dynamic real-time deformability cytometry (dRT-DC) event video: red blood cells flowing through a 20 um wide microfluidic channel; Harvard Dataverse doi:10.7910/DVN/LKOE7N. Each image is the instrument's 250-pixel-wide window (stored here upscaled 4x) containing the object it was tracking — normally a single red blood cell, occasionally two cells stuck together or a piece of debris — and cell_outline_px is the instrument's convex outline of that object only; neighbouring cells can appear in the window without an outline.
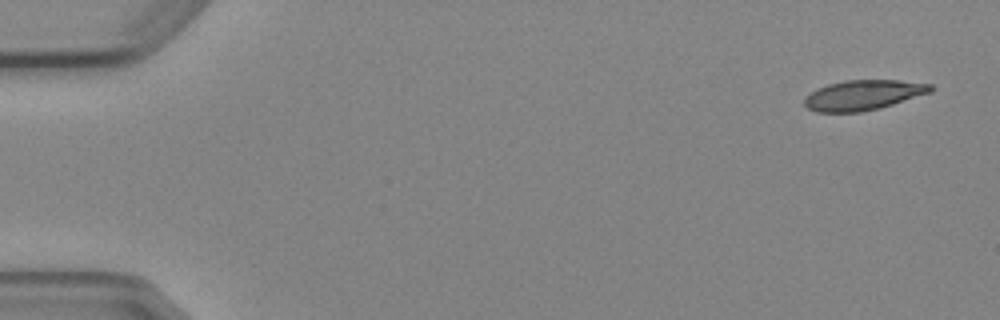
{"species": "Egyptian fruit bat (a non-hibernating species)", "species_latin": "Rousettus aegyptiacus", "temperature_condition": "cold", "stored_images_in_passage": 5, "camera_frame_rate_fps": 3000, "um_per_image_px": 0.085, "animal": {"sex": "female"}, "frame": {"image": 1, "passage_image": 1, "time_ms": 0.0, "image_size_px": [1000, 320], "cell_outline_px": [[936, 88], [932, 92], [880, 108], [860, 112], [816, 112], [808, 108], [804, 104], [804, 96], [816, 88], [828, 84], [844, 80], [900, 80], [932, 84]], "centroid_in_image_um": [73.38, 8.07], "position_along_channel_um": 11.6, "area_um2": 22.37}}
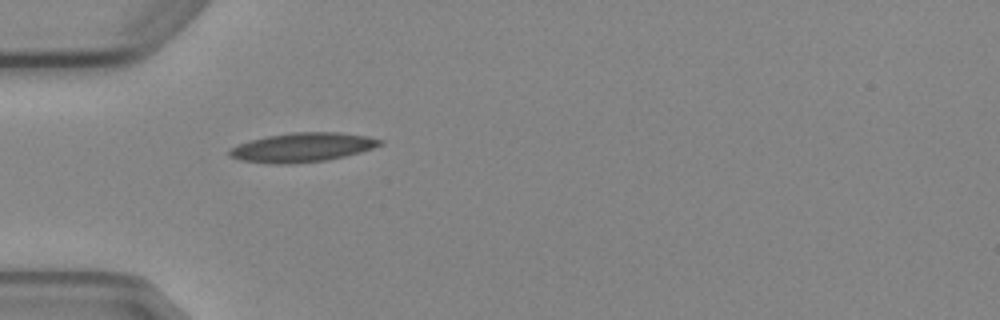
{"frame": {"image": 2, "passage_image": 5, "time_ms": 4.667, "image_size_px": [1000, 320], "cell_outline_px": [[384, 144], [360, 152], [344, 156], [324, 160], [288, 164], [272, 164], [240, 160], [228, 156], [228, 148], [252, 140], [268, 136], [292, 132], [340, 132], [368, 136], [384, 140]], "centroid_in_image_um": [25.7, 12.52], "position_along_channel_um": 59.3, "area_um2": 25.55}}